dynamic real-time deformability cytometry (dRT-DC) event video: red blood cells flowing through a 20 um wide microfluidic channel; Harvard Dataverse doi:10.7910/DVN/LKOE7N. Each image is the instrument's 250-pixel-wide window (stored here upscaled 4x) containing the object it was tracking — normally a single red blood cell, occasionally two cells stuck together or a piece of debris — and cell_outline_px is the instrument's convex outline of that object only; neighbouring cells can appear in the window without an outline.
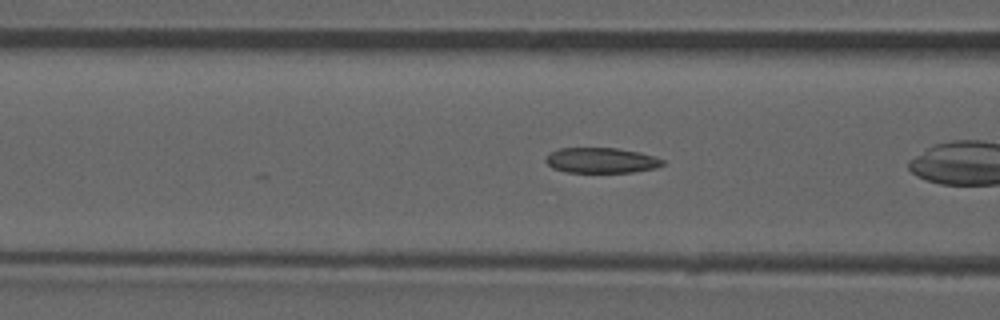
{"species": "common noctule bat (a hibernating species)", "species_latin": "Nyctalus noctula", "temperature_condition": "room temperature", "stored_images_in_passage": 16, "camera_frame_rate_fps": 3000, "um_per_image_px": 0.085, "animal": {"sex": "male", "forearm_length_mm": 52.5}, "frame": {"image": 1, "passage_image": 11, "time_ms": 3.333, "image_size_px": [1000, 320], "cell_outline_px": [[664, 164], [656, 168], [632, 172], [564, 172], [552, 168], [544, 160], [548, 152], [560, 148], [616, 148], [640, 152], [656, 156], [664, 160]], "centroid_in_image_um": [51.09, 13.63], "position_along_channel_um": 115.5, "area_um2": 17.46}}